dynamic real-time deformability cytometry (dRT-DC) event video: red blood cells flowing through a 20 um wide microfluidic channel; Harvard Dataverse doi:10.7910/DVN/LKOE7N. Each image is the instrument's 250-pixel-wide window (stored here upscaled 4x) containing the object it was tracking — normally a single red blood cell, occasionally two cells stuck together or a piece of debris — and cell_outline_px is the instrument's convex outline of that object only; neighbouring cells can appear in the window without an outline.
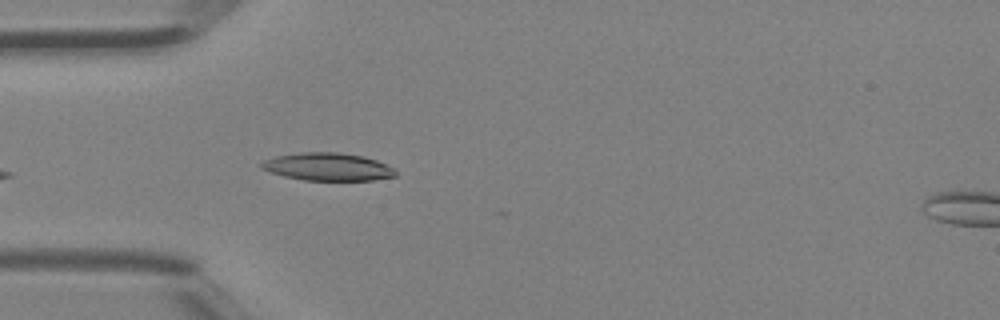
{"species": "Egyptian fruit bat (a non-hibernating species)", "species_latin": "Rousettus aegyptiacus", "temperature_condition": "room temperature", "stored_images_in_passage": 6, "camera_frame_rate_fps": 3000, "um_per_image_px": 0.085, "animal": {"sex": "female"}, "frame": {"image": 1, "passage_image": 5, "time_ms": 1.333, "image_size_px": [1000, 320], "cell_outline_px": [[396, 176], [372, 180], [304, 180], [284, 176], [272, 172], [264, 168], [260, 164], [264, 160], [276, 156], [300, 152], [340, 152], [364, 156], [376, 160], [396, 168]], "centroid_in_image_um": [27.91, 14.17], "position_along_channel_um": 57.1, "area_um2": 21.62}}